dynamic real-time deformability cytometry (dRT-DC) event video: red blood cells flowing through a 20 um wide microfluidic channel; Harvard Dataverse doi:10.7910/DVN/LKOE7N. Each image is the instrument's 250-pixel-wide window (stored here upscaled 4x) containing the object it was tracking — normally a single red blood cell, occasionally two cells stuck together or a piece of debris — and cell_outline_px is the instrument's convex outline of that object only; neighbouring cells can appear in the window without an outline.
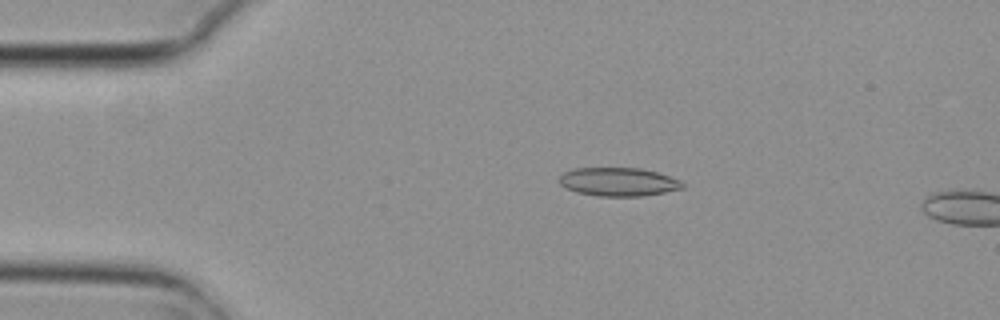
{"species": "common noctule bat (a hibernating species)", "species_latin": "Nyctalus noctula", "temperature_condition": "cold", "stored_images_in_passage": 4, "camera_frame_rate_fps": 3000, "um_per_image_px": 0.085, "animal": {"sex": "female", "body_mass_g": 29.2, "forearm_length_mm": 56.3}, "frame": {"image": 1, "passage_image": 3, "time_ms": 0.667, "image_size_px": [1000, 320], "cell_outline_px": [[684, 188], [644, 196], [596, 196], [576, 192], [560, 184], [560, 176], [564, 172], [572, 168], [640, 168], [656, 172], [680, 180], [684, 184]], "centroid_in_image_um": [52.56, 15.46], "position_along_channel_um": 32.4, "area_um2": 20.4}}